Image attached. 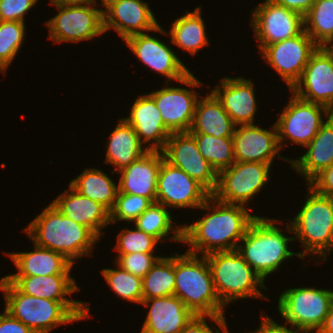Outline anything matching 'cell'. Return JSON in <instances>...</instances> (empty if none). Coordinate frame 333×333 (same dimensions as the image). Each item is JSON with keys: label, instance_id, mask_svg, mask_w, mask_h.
Wrapping results in <instances>:
<instances>
[{"label": "cell", "instance_id": "cell-1", "mask_svg": "<svg viewBox=\"0 0 333 333\" xmlns=\"http://www.w3.org/2000/svg\"><path fill=\"white\" fill-rule=\"evenodd\" d=\"M248 206L227 204L212 195L199 208L207 211L190 225L182 224V243L189 245L187 252L206 256L213 252L233 251L245 235L252 215Z\"/></svg>", "mask_w": 333, "mask_h": 333}, {"label": "cell", "instance_id": "cell-2", "mask_svg": "<svg viewBox=\"0 0 333 333\" xmlns=\"http://www.w3.org/2000/svg\"><path fill=\"white\" fill-rule=\"evenodd\" d=\"M5 308L34 333H50L58 326L89 319L90 308L85 301H54L22 293L4 276L0 280Z\"/></svg>", "mask_w": 333, "mask_h": 333}, {"label": "cell", "instance_id": "cell-3", "mask_svg": "<svg viewBox=\"0 0 333 333\" xmlns=\"http://www.w3.org/2000/svg\"><path fill=\"white\" fill-rule=\"evenodd\" d=\"M37 246L63 254L73 264L76 259L93 255L100 240L88 227L64 216L49 203L24 229Z\"/></svg>", "mask_w": 333, "mask_h": 333}, {"label": "cell", "instance_id": "cell-4", "mask_svg": "<svg viewBox=\"0 0 333 333\" xmlns=\"http://www.w3.org/2000/svg\"><path fill=\"white\" fill-rule=\"evenodd\" d=\"M276 223H279V220L275 218L257 216L236 249L264 281L270 274L279 271L280 265L285 264L283 262H287L288 258L296 256L303 260L298 252L290 251L289 244L295 239L294 236H285V231L293 234L289 221L283 224L286 225V230Z\"/></svg>", "mask_w": 333, "mask_h": 333}, {"label": "cell", "instance_id": "cell-5", "mask_svg": "<svg viewBox=\"0 0 333 333\" xmlns=\"http://www.w3.org/2000/svg\"><path fill=\"white\" fill-rule=\"evenodd\" d=\"M307 188L303 206L289 223L294 239L304 248L298 252L300 257L316 255L313 260L320 265L319 258L323 263L333 251V197L320 195L308 185Z\"/></svg>", "mask_w": 333, "mask_h": 333}, {"label": "cell", "instance_id": "cell-6", "mask_svg": "<svg viewBox=\"0 0 333 333\" xmlns=\"http://www.w3.org/2000/svg\"><path fill=\"white\" fill-rule=\"evenodd\" d=\"M175 295L195 315L225 316L206 256L175 252Z\"/></svg>", "mask_w": 333, "mask_h": 333}, {"label": "cell", "instance_id": "cell-7", "mask_svg": "<svg viewBox=\"0 0 333 333\" xmlns=\"http://www.w3.org/2000/svg\"><path fill=\"white\" fill-rule=\"evenodd\" d=\"M213 284L224 306L246 298L270 300L261 289L268 290L263 278L237 252L223 251L206 255Z\"/></svg>", "mask_w": 333, "mask_h": 333}, {"label": "cell", "instance_id": "cell-8", "mask_svg": "<svg viewBox=\"0 0 333 333\" xmlns=\"http://www.w3.org/2000/svg\"><path fill=\"white\" fill-rule=\"evenodd\" d=\"M98 2V0H89L51 3L57 8L58 13L44 22L49 31L48 40H53L55 44L62 42L75 44L103 35L105 33L103 8L100 7L103 3L102 0L100 4Z\"/></svg>", "mask_w": 333, "mask_h": 333}, {"label": "cell", "instance_id": "cell-9", "mask_svg": "<svg viewBox=\"0 0 333 333\" xmlns=\"http://www.w3.org/2000/svg\"><path fill=\"white\" fill-rule=\"evenodd\" d=\"M332 302L331 289L291 287L279 295L277 309L285 319L283 326L298 332L316 333L324 323Z\"/></svg>", "mask_w": 333, "mask_h": 333}, {"label": "cell", "instance_id": "cell-10", "mask_svg": "<svg viewBox=\"0 0 333 333\" xmlns=\"http://www.w3.org/2000/svg\"><path fill=\"white\" fill-rule=\"evenodd\" d=\"M290 94L285 108L274 122L280 149L284 148L283 146L289 147L288 143L284 142L288 139L294 145L306 147L326 122L325 119L333 114L323 105L304 101L293 92Z\"/></svg>", "mask_w": 333, "mask_h": 333}, {"label": "cell", "instance_id": "cell-11", "mask_svg": "<svg viewBox=\"0 0 333 333\" xmlns=\"http://www.w3.org/2000/svg\"><path fill=\"white\" fill-rule=\"evenodd\" d=\"M270 169V164L235 161L218 174L217 188L212 196L227 204L249 205L248 201L254 199L271 179Z\"/></svg>", "mask_w": 333, "mask_h": 333}, {"label": "cell", "instance_id": "cell-12", "mask_svg": "<svg viewBox=\"0 0 333 333\" xmlns=\"http://www.w3.org/2000/svg\"><path fill=\"white\" fill-rule=\"evenodd\" d=\"M178 82L192 89L171 87L170 82H165L163 88L148 93L154 99L163 123L171 133L190 130L196 105L201 97V92L194 89L200 87L202 82L193 73L190 72Z\"/></svg>", "mask_w": 333, "mask_h": 333}, {"label": "cell", "instance_id": "cell-13", "mask_svg": "<svg viewBox=\"0 0 333 333\" xmlns=\"http://www.w3.org/2000/svg\"><path fill=\"white\" fill-rule=\"evenodd\" d=\"M250 16V27L259 51L267 45L295 37L304 30V17L300 13L271 0L257 4Z\"/></svg>", "mask_w": 333, "mask_h": 333}, {"label": "cell", "instance_id": "cell-14", "mask_svg": "<svg viewBox=\"0 0 333 333\" xmlns=\"http://www.w3.org/2000/svg\"><path fill=\"white\" fill-rule=\"evenodd\" d=\"M318 47L303 30L295 37L265 46L259 53L290 91L301 79L305 66Z\"/></svg>", "mask_w": 333, "mask_h": 333}, {"label": "cell", "instance_id": "cell-15", "mask_svg": "<svg viewBox=\"0 0 333 333\" xmlns=\"http://www.w3.org/2000/svg\"><path fill=\"white\" fill-rule=\"evenodd\" d=\"M212 194L164 158L158 173L156 202L167 208L199 209Z\"/></svg>", "mask_w": 333, "mask_h": 333}, {"label": "cell", "instance_id": "cell-16", "mask_svg": "<svg viewBox=\"0 0 333 333\" xmlns=\"http://www.w3.org/2000/svg\"><path fill=\"white\" fill-rule=\"evenodd\" d=\"M290 92L333 112V52L328 47H318L311 55L301 79Z\"/></svg>", "mask_w": 333, "mask_h": 333}, {"label": "cell", "instance_id": "cell-17", "mask_svg": "<svg viewBox=\"0 0 333 333\" xmlns=\"http://www.w3.org/2000/svg\"><path fill=\"white\" fill-rule=\"evenodd\" d=\"M102 3L104 32L112 29L123 41L133 35L155 32L160 25L146 1L102 0Z\"/></svg>", "mask_w": 333, "mask_h": 333}, {"label": "cell", "instance_id": "cell-18", "mask_svg": "<svg viewBox=\"0 0 333 333\" xmlns=\"http://www.w3.org/2000/svg\"><path fill=\"white\" fill-rule=\"evenodd\" d=\"M164 159L202 184L211 194L216 190L218 174L201 155L189 132L172 133L162 150Z\"/></svg>", "mask_w": 333, "mask_h": 333}, {"label": "cell", "instance_id": "cell-19", "mask_svg": "<svg viewBox=\"0 0 333 333\" xmlns=\"http://www.w3.org/2000/svg\"><path fill=\"white\" fill-rule=\"evenodd\" d=\"M124 42L144 66L166 78L164 83L177 82L191 72L166 42L149 32L133 35Z\"/></svg>", "mask_w": 333, "mask_h": 333}, {"label": "cell", "instance_id": "cell-20", "mask_svg": "<svg viewBox=\"0 0 333 333\" xmlns=\"http://www.w3.org/2000/svg\"><path fill=\"white\" fill-rule=\"evenodd\" d=\"M235 161L259 162L273 165L275 158L290 163V159L281 156L275 123L271 130L257 124L238 125L233 134Z\"/></svg>", "mask_w": 333, "mask_h": 333}, {"label": "cell", "instance_id": "cell-21", "mask_svg": "<svg viewBox=\"0 0 333 333\" xmlns=\"http://www.w3.org/2000/svg\"><path fill=\"white\" fill-rule=\"evenodd\" d=\"M254 83L249 78L224 77L211 92L221 102L233 123L238 125L254 124L258 111Z\"/></svg>", "mask_w": 333, "mask_h": 333}, {"label": "cell", "instance_id": "cell-22", "mask_svg": "<svg viewBox=\"0 0 333 333\" xmlns=\"http://www.w3.org/2000/svg\"><path fill=\"white\" fill-rule=\"evenodd\" d=\"M122 118L134 128L148 151H162L172 134L163 123L160 110L149 94L135 98L129 116Z\"/></svg>", "mask_w": 333, "mask_h": 333}, {"label": "cell", "instance_id": "cell-23", "mask_svg": "<svg viewBox=\"0 0 333 333\" xmlns=\"http://www.w3.org/2000/svg\"><path fill=\"white\" fill-rule=\"evenodd\" d=\"M148 312L140 333H179L195 316L176 296L143 299Z\"/></svg>", "mask_w": 333, "mask_h": 333}, {"label": "cell", "instance_id": "cell-24", "mask_svg": "<svg viewBox=\"0 0 333 333\" xmlns=\"http://www.w3.org/2000/svg\"><path fill=\"white\" fill-rule=\"evenodd\" d=\"M162 151H148L119 172L118 192L139 195L156 202Z\"/></svg>", "mask_w": 333, "mask_h": 333}, {"label": "cell", "instance_id": "cell-25", "mask_svg": "<svg viewBox=\"0 0 333 333\" xmlns=\"http://www.w3.org/2000/svg\"><path fill=\"white\" fill-rule=\"evenodd\" d=\"M64 216L88 227L99 239L110 224V212L100 203L77 192L70 184L51 202Z\"/></svg>", "mask_w": 333, "mask_h": 333}, {"label": "cell", "instance_id": "cell-26", "mask_svg": "<svg viewBox=\"0 0 333 333\" xmlns=\"http://www.w3.org/2000/svg\"><path fill=\"white\" fill-rule=\"evenodd\" d=\"M305 148L308 150L302 156L290 159L289 164L308 184L323 169L333 165V114Z\"/></svg>", "mask_w": 333, "mask_h": 333}, {"label": "cell", "instance_id": "cell-27", "mask_svg": "<svg viewBox=\"0 0 333 333\" xmlns=\"http://www.w3.org/2000/svg\"><path fill=\"white\" fill-rule=\"evenodd\" d=\"M28 252H7L14 263L17 273L5 276H47L54 274H70L75 266L63 254L37 246Z\"/></svg>", "mask_w": 333, "mask_h": 333}, {"label": "cell", "instance_id": "cell-28", "mask_svg": "<svg viewBox=\"0 0 333 333\" xmlns=\"http://www.w3.org/2000/svg\"><path fill=\"white\" fill-rule=\"evenodd\" d=\"M201 8L199 5L193 11L186 10V14L172 22L169 32L160 25L155 28V32L169 36L170 44L195 56L199 50L211 44L206 34L207 28L202 18Z\"/></svg>", "mask_w": 333, "mask_h": 333}, {"label": "cell", "instance_id": "cell-29", "mask_svg": "<svg viewBox=\"0 0 333 333\" xmlns=\"http://www.w3.org/2000/svg\"><path fill=\"white\" fill-rule=\"evenodd\" d=\"M22 293L30 296L54 301H79L68 299L80 287L70 274H54L47 276H4ZM70 295V296H68Z\"/></svg>", "mask_w": 333, "mask_h": 333}, {"label": "cell", "instance_id": "cell-30", "mask_svg": "<svg viewBox=\"0 0 333 333\" xmlns=\"http://www.w3.org/2000/svg\"><path fill=\"white\" fill-rule=\"evenodd\" d=\"M114 128L107 138L106 155L103 162L115 167V171L111 170V174L119 172L148 152L140 142L134 128L123 118L118 119Z\"/></svg>", "mask_w": 333, "mask_h": 333}, {"label": "cell", "instance_id": "cell-31", "mask_svg": "<svg viewBox=\"0 0 333 333\" xmlns=\"http://www.w3.org/2000/svg\"><path fill=\"white\" fill-rule=\"evenodd\" d=\"M205 96V97H204ZM202 95L196 105L190 134H207L214 137H233L236 125L224 110L221 102L210 91Z\"/></svg>", "mask_w": 333, "mask_h": 333}, {"label": "cell", "instance_id": "cell-32", "mask_svg": "<svg viewBox=\"0 0 333 333\" xmlns=\"http://www.w3.org/2000/svg\"><path fill=\"white\" fill-rule=\"evenodd\" d=\"M103 170L85 168L69 184L81 195L103 205L109 212L115 204L118 184Z\"/></svg>", "mask_w": 333, "mask_h": 333}, {"label": "cell", "instance_id": "cell-33", "mask_svg": "<svg viewBox=\"0 0 333 333\" xmlns=\"http://www.w3.org/2000/svg\"><path fill=\"white\" fill-rule=\"evenodd\" d=\"M171 211L163 204L152 203L134 222V227L152 235L159 242L166 239L182 243V226L173 225ZM175 227V228H174ZM170 234H173L170 236Z\"/></svg>", "mask_w": 333, "mask_h": 333}, {"label": "cell", "instance_id": "cell-34", "mask_svg": "<svg viewBox=\"0 0 333 333\" xmlns=\"http://www.w3.org/2000/svg\"><path fill=\"white\" fill-rule=\"evenodd\" d=\"M173 255H161L142 278L143 299L175 295V253Z\"/></svg>", "mask_w": 333, "mask_h": 333}, {"label": "cell", "instance_id": "cell-35", "mask_svg": "<svg viewBox=\"0 0 333 333\" xmlns=\"http://www.w3.org/2000/svg\"><path fill=\"white\" fill-rule=\"evenodd\" d=\"M304 30L319 47L333 41V0H316L304 16Z\"/></svg>", "mask_w": 333, "mask_h": 333}, {"label": "cell", "instance_id": "cell-36", "mask_svg": "<svg viewBox=\"0 0 333 333\" xmlns=\"http://www.w3.org/2000/svg\"><path fill=\"white\" fill-rule=\"evenodd\" d=\"M198 145L201 155L219 174L235 162L232 137H214L207 134H191Z\"/></svg>", "mask_w": 333, "mask_h": 333}, {"label": "cell", "instance_id": "cell-37", "mask_svg": "<svg viewBox=\"0 0 333 333\" xmlns=\"http://www.w3.org/2000/svg\"><path fill=\"white\" fill-rule=\"evenodd\" d=\"M116 268H102L101 275H103L107 286L116 294L121 300L127 302L141 304L143 301L142 294V278L123 270L115 263Z\"/></svg>", "mask_w": 333, "mask_h": 333}, {"label": "cell", "instance_id": "cell-38", "mask_svg": "<svg viewBox=\"0 0 333 333\" xmlns=\"http://www.w3.org/2000/svg\"><path fill=\"white\" fill-rule=\"evenodd\" d=\"M25 36V23L0 21V66L5 71L20 52Z\"/></svg>", "mask_w": 333, "mask_h": 333}, {"label": "cell", "instance_id": "cell-39", "mask_svg": "<svg viewBox=\"0 0 333 333\" xmlns=\"http://www.w3.org/2000/svg\"><path fill=\"white\" fill-rule=\"evenodd\" d=\"M160 242L150 234L142 230L122 228L117 235V242L114 250L117 255H127L130 253H156L157 244ZM155 251V252H154Z\"/></svg>", "mask_w": 333, "mask_h": 333}, {"label": "cell", "instance_id": "cell-40", "mask_svg": "<svg viewBox=\"0 0 333 333\" xmlns=\"http://www.w3.org/2000/svg\"><path fill=\"white\" fill-rule=\"evenodd\" d=\"M153 202L146 197L118 192L110 211V224L133 223Z\"/></svg>", "mask_w": 333, "mask_h": 333}, {"label": "cell", "instance_id": "cell-41", "mask_svg": "<svg viewBox=\"0 0 333 333\" xmlns=\"http://www.w3.org/2000/svg\"><path fill=\"white\" fill-rule=\"evenodd\" d=\"M161 258L154 253H130L116 255V262L123 270L143 278L155 262Z\"/></svg>", "mask_w": 333, "mask_h": 333}, {"label": "cell", "instance_id": "cell-42", "mask_svg": "<svg viewBox=\"0 0 333 333\" xmlns=\"http://www.w3.org/2000/svg\"><path fill=\"white\" fill-rule=\"evenodd\" d=\"M39 0H0V21L25 23V16Z\"/></svg>", "mask_w": 333, "mask_h": 333}, {"label": "cell", "instance_id": "cell-43", "mask_svg": "<svg viewBox=\"0 0 333 333\" xmlns=\"http://www.w3.org/2000/svg\"><path fill=\"white\" fill-rule=\"evenodd\" d=\"M206 319L210 322V326L207 324ZM213 321L220 329L227 323L225 316L195 315L179 333H221V331L212 324ZM211 325L213 327H211Z\"/></svg>", "mask_w": 333, "mask_h": 333}, {"label": "cell", "instance_id": "cell-44", "mask_svg": "<svg viewBox=\"0 0 333 333\" xmlns=\"http://www.w3.org/2000/svg\"><path fill=\"white\" fill-rule=\"evenodd\" d=\"M307 185L320 195L333 197V165L323 169Z\"/></svg>", "mask_w": 333, "mask_h": 333}, {"label": "cell", "instance_id": "cell-45", "mask_svg": "<svg viewBox=\"0 0 333 333\" xmlns=\"http://www.w3.org/2000/svg\"><path fill=\"white\" fill-rule=\"evenodd\" d=\"M0 333H34L21 321L13 318L7 311L0 313Z\"/></svg>", "mask_w": 333, "mask_h": 333}, {"label": "cell", "instance_id": "cell-46", "mask_svg": "<svg viewBox=\"0 0 333 333\" xmlns=\"http://www.w3.org/2000/svg\"><path fill=\"white\" fill-rule=\"evenodd\" d=\"M263 315L259 328L254 330L255 333H303L278 324V322H275V319L266 314Z\"/></svg>", "mask_w": 333, "mask_h": 333}, {"label": "cell", "instance_id": "cell-47", "mask_svg": "<svg viewBox=\"0 0 333 333\" xmlns=\"http://www.w3.org/2000/svg\"><path fill=\"white\" fill-rule=\"evenodd\" d=\"M273 3L282 5L287 9L300 13L303 17L307 14L316 0H271Z\"/></svg>", "mask_w": 333, "mask_h": 333}, {"label": "cell", "instance_id": "cell-48", "mask_svg": "<svg viewBox=\"0 0 333 333\" xmlns=\"http://www.w3.org/2000/svg\"><path fill=\"white\" fill-rule=\"evenodd\" d=\"M316 333H333V302L324 323Z\"/></svg>", "mask_w": 333, "mask_h": 333}, {"label": "cell", "instance_id": "cell-49", "mask_svg": "<svg viewBox=\"0 0 333 333\" xmlns=\"http://www.w3.org/2000/svg\"><path fill=\"white\" fill-rule=\"evenodd\" d=\"M89 0H50V3H64V2H85Z\"/></svg>", "mask_w": 333, "mask_h": 333}, {"label": "cell", "instance_id": "cell-50", "mask_svg": "<svg viewBox=\"0 0 333 333\" xmlns=\"http://www.w3.org/2000/svg\"><path fill=\"white\" fill-rule=\"evenodd\" d=\"M221 330H222V333H229L230 332L228 330L227 323L221 328ZM245 333H247V332H245ZM248 333H255V332L250 330V332H248Z\"/></svg>", "mask_w": 333, "mask_h": 333}, {"label": "cell", "instance_id": "cell-51", "mask_svg": "<svg viewBox=\"0 0 333 333\" xmlns=\"http://www.w3.org/2000/svg\"><path fill=\"white\" fill-rule=\"evenodd\" d=\"M328 48L333 52V41H332L331 44L328 46Z\"/></svg>", "mask_w": 333, "mask_h": 333}, {"label": "cell", "instance_id": "cell-52", "mask_svg": "<svg viewBox=\"0 0 333 333\" xmlns=\"http://www.w3.org/2000/svg\"><path fill=\"white\" fill-rule=\"evenodd\" d=\"M0 72L5 75L6 71L0 66Z\"/></svg>", "mask_w": 333, "mask_h": 333}]
</instances>
